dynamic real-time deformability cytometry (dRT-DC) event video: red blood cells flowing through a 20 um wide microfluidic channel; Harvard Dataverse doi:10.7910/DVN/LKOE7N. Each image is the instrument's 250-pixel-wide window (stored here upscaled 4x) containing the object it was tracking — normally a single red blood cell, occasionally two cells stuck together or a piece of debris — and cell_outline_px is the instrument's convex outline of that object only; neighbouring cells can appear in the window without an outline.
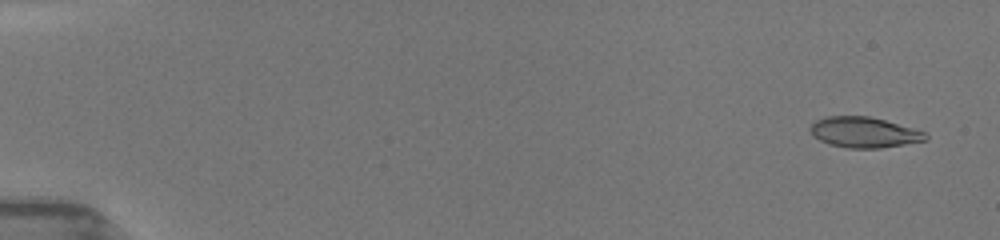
{"species": "common noctule bat (a hibernating species)", "species_latin": "Nyctalus noctula", "temperature_condition": "room temperature", "stored_images_in_passage": 19, "camera_frame_rate_fps": 3000, "um_per_image_px": 0.085, "animal": {"sex": "female", "body_mass_g": 19.5, "forearm_length_mm": 54.1}, "frame": {"image": 1, "passage_image": 2, "time_ms": 0.333, "image_size_px": [1000, 240], "cell_outline_px": [[928, 140], [880, 148], [848, 148], [828, 144], [812, 136], [808, 128], [816, 120], [824, 116], [868, 116], [884, 120], [912, 128], [924, 132], [928, 136]], "centroid_in_image_um": [73.39, 11.25], "position_along_channel_um": 11.6, "area_um2": 20.52}}
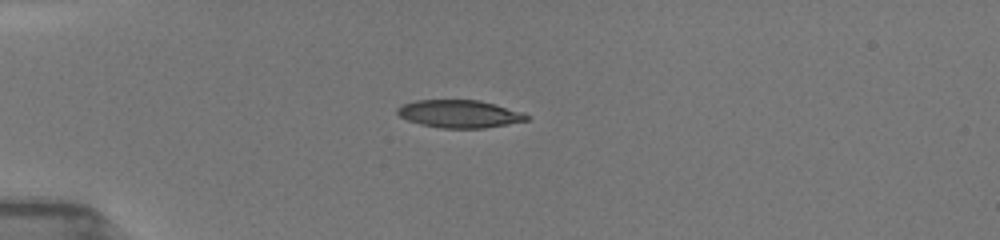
{"frame": {"image": 2, "passage_image": 12, "time_ms": 4.333, "image_size_px": [1000, 240], "cell_outline_px": [[528, 120], [508, 124], [484, 128], [440, 128], [420, 124], [408, 120], [400, 116], [396, 112], [396, 108], [404, 104], [416, 100], [480, 100], [524, 112], [528, 116]], "centroid_in_image_um": [39.06, 9.68], "position_along_channel_um": 45.9, "area_um2": 20.87}}
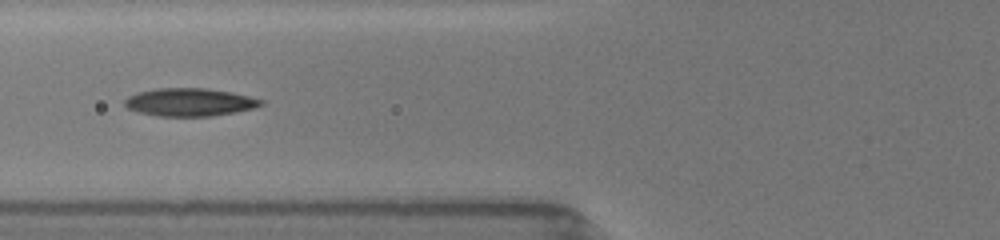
{"frame": {"image": 3, "passage_image": 17, "time_ms": 6.667, "image_size_px": [1000, 240], "cell_outline_px": [[264, 104], [252, 108], [236, 112], [212, 116], [156, 116], [136, 112], [128, 108], [124, 104], [124, 100], [128, 96], [136, 92], [156, 88], [208, 88], [232, 92], [264, 100]], "centroid_in_image_um": [16.09, 8.68], "position_along_channel_um": 109.7, "area_um2": 22.37}}